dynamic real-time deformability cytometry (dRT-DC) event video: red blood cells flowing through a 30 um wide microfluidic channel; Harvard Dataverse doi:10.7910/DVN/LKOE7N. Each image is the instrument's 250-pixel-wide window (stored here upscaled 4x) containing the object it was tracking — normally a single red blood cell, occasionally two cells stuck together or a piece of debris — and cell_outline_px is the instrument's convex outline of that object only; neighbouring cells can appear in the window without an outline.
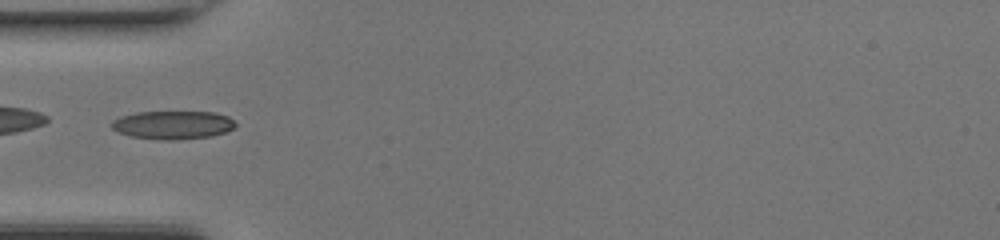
{"species": "common noctule bat (a hibernating species)", "species_latin": "Nyctalus noctula", "temperature_condition": "room temperature", "stored_images_in_passage": 47, "camera_frame_rate_fps": 3000, "um_per_image_px": 0.085, "animal": {"sex": "female", "body_mass_g": 17.0, "forearm_length_mm": 48.0}, "frame": {"image": 1, "passage_image": 16, "time_ms": 5.0, "image_size_px": [1000, 240], "cell_outline_px": [[236, 124], [232, 128], [224, 132], [212, 136], [176, 140], [164, 140], [132, 136], [120, 132], [112, 128], [108, 124], [112, 120], [120, 116], [136, 112], [216, 112], [228, 116]], "centroid_in_image_um": [14.66, 10.61], "position_along_channel_um": 70.3, "area_um2": 20.4}}
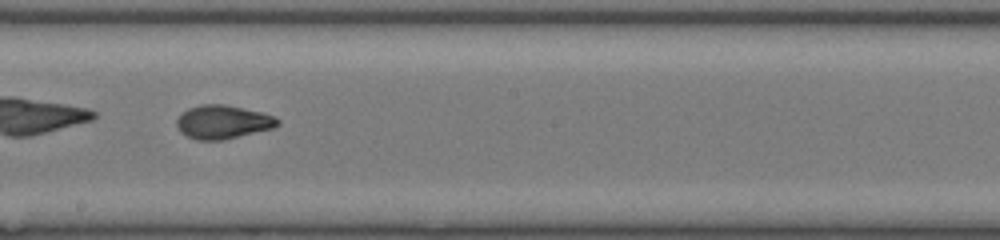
{"frame": {"image": 2, "passage_image": 27, "time_ms": 8.667, "image_size_px": [1000, 240], "cell_outline_px": [[280, 124], [272, 128], [220, 140], [196, 140], [180, 132], [176, 124], [176, 120], [188, 108], [200, 104], [224, 104], [264, 112], [276, 116], [280, 120]], "centroid_in_image_um": [18.96, 10.35], "position_along_channel_um": 229.2, "area_um2": 19.71}}
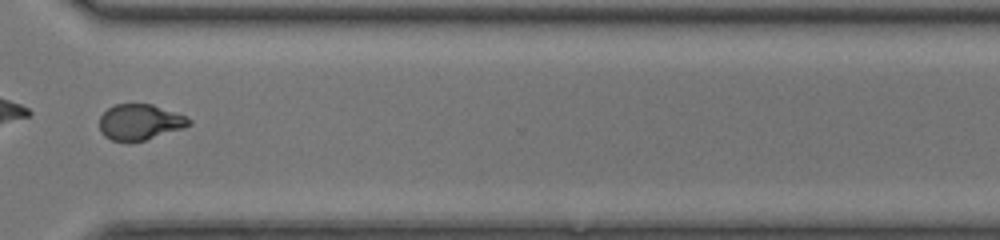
{"frame": {"image": 3, "passage_image": 36, "time_ms": 11.667, "image_size_px": [1000, 240], "cell_outline_px": [[192, 124], [184, 128], [144, 140], [128, 144], [112, 140], [104, 136], [100, 132], [100, 116], [108, 108], [116, 104], [152, 104], [184, 116], [192, 120]], "centroid_in_image_um": [11.86, 10.41], "position_along_channel_um": 358.7, "area_um2": 18.79}, "authors_computed_cell_mechanics": {"area_um2": 19.8254, "velocity_mm_per_s": 4.3152, "shape_relaxation_time_tau1_ms": 5.196, "shape_relaxation_time_tau2_ms": 1.0984, "deformation_change_tau1": 0.194, "deformation_change_tau2": 0.0501}}